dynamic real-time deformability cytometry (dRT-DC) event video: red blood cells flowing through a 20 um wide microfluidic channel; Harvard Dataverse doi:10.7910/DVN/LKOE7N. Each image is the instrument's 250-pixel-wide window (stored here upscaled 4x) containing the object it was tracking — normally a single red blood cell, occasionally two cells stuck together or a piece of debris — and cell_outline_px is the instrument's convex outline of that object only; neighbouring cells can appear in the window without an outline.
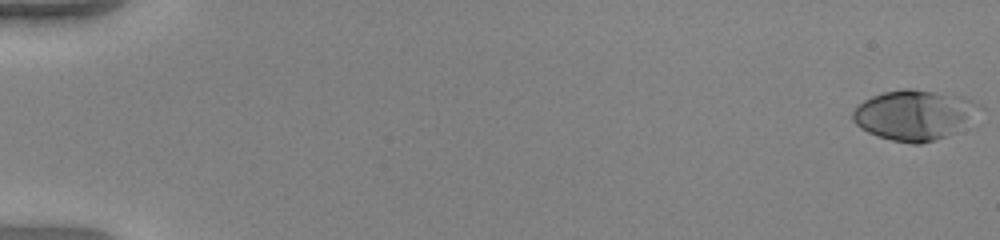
{"species": "human", "species_latin": "Homo sapiens", "temperature_condition": "warm", "stored_images_in_passage": 54, "camera_frame_rate_fps": 3000, "um_per_image_px": 0.085, "donor": {"sex": "female"}, "frame": {"image": 1, "passage_image": 1, "time_ms": 0.0, "image_size_px": [1000, 240], "cell_outline_px": [[984, 108], [956, 132], [948, 136], [936, 140], [920, 144], [912, 144], [892, 140], [868, 132], [860, 128], [852, 120], [852, 112], [864, 100], [872, 96], [884, 92], [904, 88], [912, 88], [964, 96], [980, 104]], "centroid_in_image_um": [77.75, 9.76], "position_along_channel_um": 7.2, "area_um2": 37.22}}
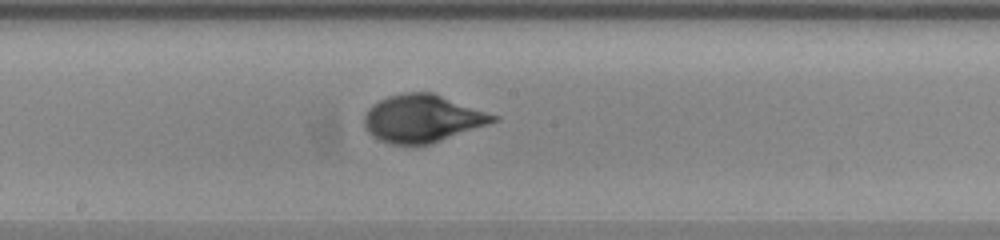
{"frame": {"image": 2, "passage_image": 31, "time_ms": 10.0, "image_size_px": [1000, 240], "cell_outline_px": [[500, 120], [428, 144], [388, 144], [372, 136], [364, 128], [364, 116], [368, 108], [372, 104], [388, 96], [404, 92], [432, 92], [500, 116]], "centroid_in_image_um": [35.88, 10.06], "position_along_channel_um": 212.3, "area_um2": 35.66}}
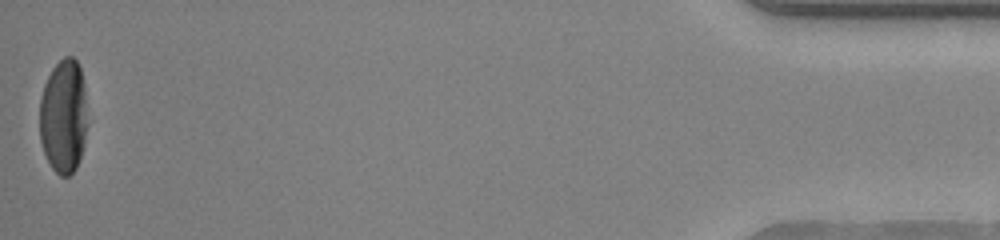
{"frame": {"image": 3, "passage_image": 54, "time_ms": 17.667, "image_size_px": [1000, 240], "cell_outline_px": [[88, 124], [84, 144], [80, 160], [76, 168], [68, 176], [60, 176], [52, 168], [44, 152], [40, 140], [40, 96], [44, 84], [52, 68], [64, 56], [72, 56], [76, 60], [80, 68], [84, 84]], "centroid_in_image_um": [5.41, 9.89], "position_along_channel_um": 429.8, "area_um2": 32.19}, "authors_computed_cell_mechanics": {"area_um2": 34.4199, "velocity_mm_per_s": 3.9418, "shape_relaxation_time_tau1_ms": 3.9968, "shape_relaxation_time_tau2_ms": null, "deformation_change_tau1": 0.2375, "deformation_change_tau2": null}}